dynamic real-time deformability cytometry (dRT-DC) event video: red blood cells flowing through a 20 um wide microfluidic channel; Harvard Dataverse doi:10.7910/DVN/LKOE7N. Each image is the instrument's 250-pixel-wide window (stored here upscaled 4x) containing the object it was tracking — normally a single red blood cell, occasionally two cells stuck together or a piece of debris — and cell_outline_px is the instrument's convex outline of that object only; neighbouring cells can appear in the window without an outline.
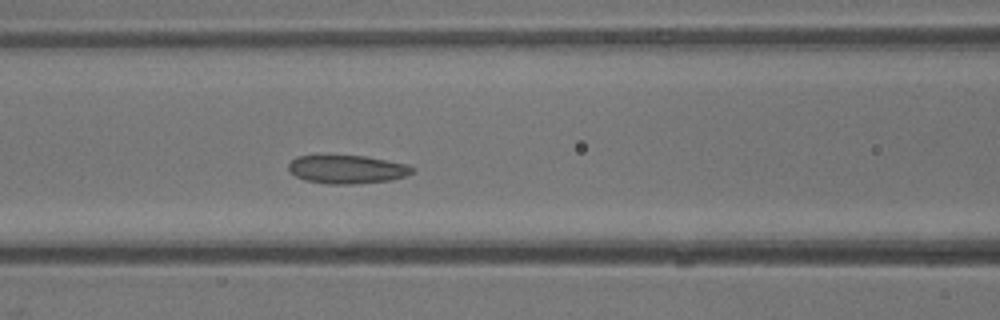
{"species": "common noctule bat (a hibernating species)", "species_latin": "Nyctalus noctula", "temperature_condition": "warm", "stored_images_in_passage": 24, "camera_frame_rate_fps": 3000, "um_per_image_px": 0.085, "animal": {"sex": "male", "body_mass_g": 13.3}, "frame": {"image": 1, "passage_image": 6, "time_ms": 1.667, "image_size_px": [1000, 320], "cell_outline_px": [[416, 172], [408, 176], [392, 180], [356, 184], [328, 184], [304, 180], [296, 176], [288, 168], [288, 164], [296, 156], [364, 156], [408, 164], [416, 168]], "centroid_in_image_um": [29.58, 14.41], "position_along_channel_um": 137.0, "area_um2": 20.63}}
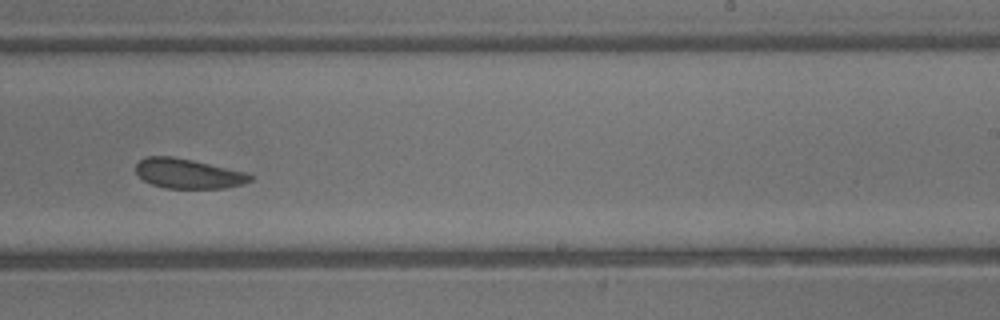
{"frame": {"image": 2, "passage_image": 12, "time_ms": 3.667, "image_size_px": [1000, 320], "cell_outline_px": [[252, 180], [244, 184], [224, 188], [164, 188], [152, 184], [144, 180], [136, 172], [136, 164], [140, 160], [148, 156], [172, 156], [192, 160], [248, 172], [252, 176]], "centroid_in_image_um": [16.02, 14.75], "position_along_channel_um": 273.0, "area_um2": 19.83}}
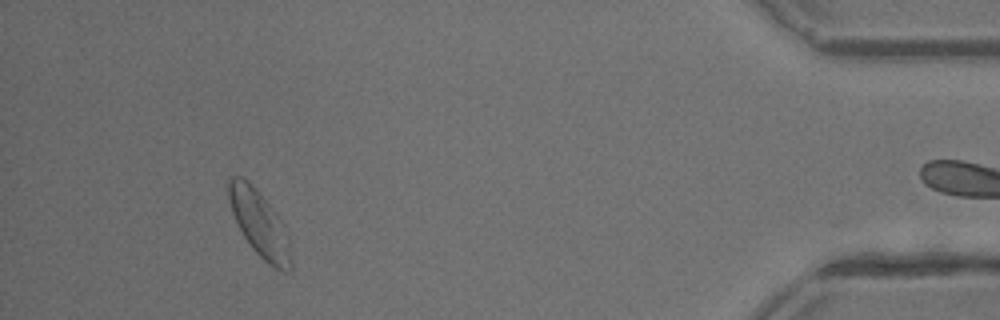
{"frame": {"image": 3, "passage_image": 21, "time_ms": 6.667, "image_size_px": [1000, 320], "cell_outline_px": [[292, 268], [288, 272], [284, 272], [268, 264], [252, 248], [244, 236], [232, 212], [228, 196], [228, 176], [240, 176], [248, 180], [252, 184], [276, 212], [284, 224], [288, 236], [292, 256]], "centroid_in_image_um": [22.09, 19.02], "position_along_channel_um": 413.1, "area_um2": 24.04}}